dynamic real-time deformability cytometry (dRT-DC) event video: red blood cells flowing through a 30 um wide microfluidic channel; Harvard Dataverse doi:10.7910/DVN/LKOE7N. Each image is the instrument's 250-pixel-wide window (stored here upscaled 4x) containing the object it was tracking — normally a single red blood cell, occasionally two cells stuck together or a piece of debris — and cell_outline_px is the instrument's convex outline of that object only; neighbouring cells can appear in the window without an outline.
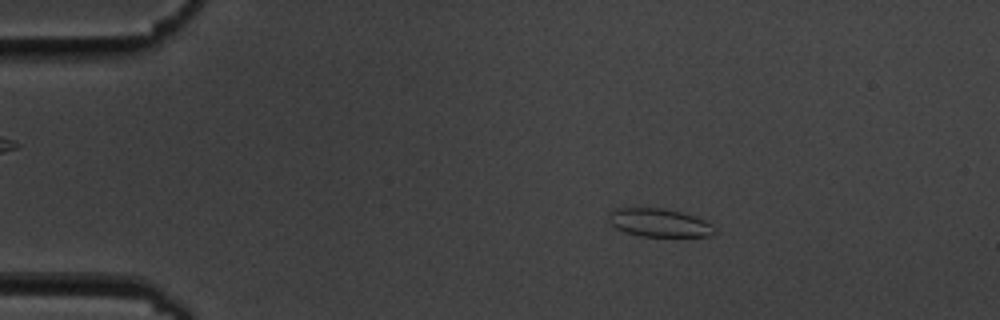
{"species": "common noctule bat (a hibernating species)", "species_latin": "Nyctalus noctula", "temperature_condition": "cold", "stored_images_in_passage": 47, "camera_frame_rate_fps": 3000, "um_per_image_px": 0.085, "animal": {"sex": "male", "body_mass_g": 19.5, "forearm_length_mm": 54.6}, "frame": {"image": 1, "passage_image": 1, "time_ms": 0.0, "image_size_px": [1000, 320], "cell_outline_px": [[716, 232], [712, 236], [640, 236], [624, 232], [616, 228], [608, 220], [608, 216], [612, 208], [664, 208], [680, 212], [704, 220], [712, 224]], "centroid_in_image_um": [56.0, 18.93], "position_along_channel_um": 29.0, "area_um2": 17.4}}
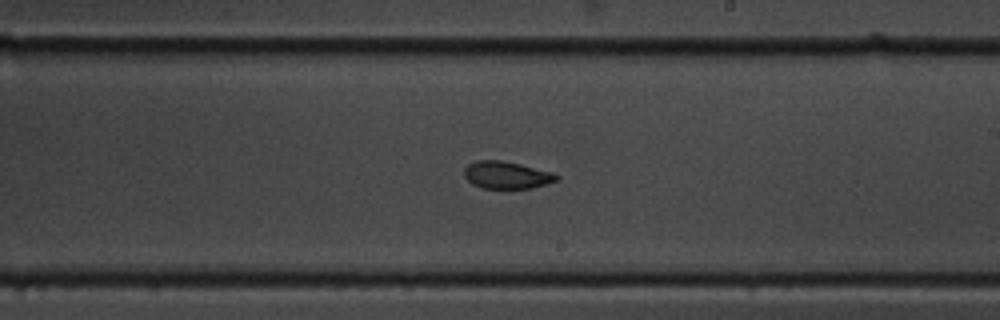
{"frame": {"image": 2, "passage_image": 24, "time_ms": 7.667, "image_size_px": [1000, 320], "cell_outline_px": [[560, 180], [532, 188], [484, 188], [472, 184], [464, 176], [464, 168], [468, 164], [476, 160], [500, 160], [520, 164], [556, 172], [560, 176]], "centroid_in_image_um": [43.12, 14.87], "position_along_channel_um": 245.9, "area_um2": 14.91}}
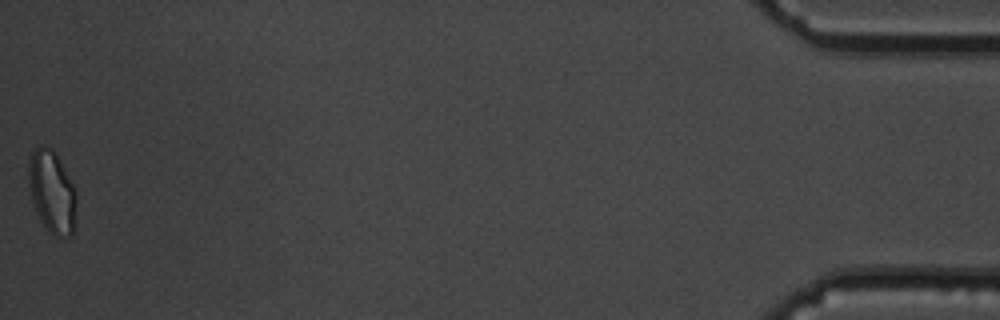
{"frame": {"image": 3, "passage_image": 47, "time_ms": 15.333, "image_size_px": [1000, 320], "cell_outline_px": [[76, 224], [72, 236], [60, 240], [52, 236], [48, 232], [40, 220], [32, 200], [28, 184], [28, 156], [40, 144], [44, 144], [52, 148], [56, 152], [76, 192]], "centroid_in_image_um": [4.42, 16.35], "position_along_channel_um": 430.8, "area_um2": 23.76}, "authors_computed_cell_mechanics": {"area_um2": 15.895, "velocity_mm_per_s": 3.6035, "shape_relaxation_time_tau1_ms": 3.601, "shape_relaxation_time_tau2_ms": 2.177, "deformation_change_tau1": 0.101, "deformation_change_tau2": 0.0695}}